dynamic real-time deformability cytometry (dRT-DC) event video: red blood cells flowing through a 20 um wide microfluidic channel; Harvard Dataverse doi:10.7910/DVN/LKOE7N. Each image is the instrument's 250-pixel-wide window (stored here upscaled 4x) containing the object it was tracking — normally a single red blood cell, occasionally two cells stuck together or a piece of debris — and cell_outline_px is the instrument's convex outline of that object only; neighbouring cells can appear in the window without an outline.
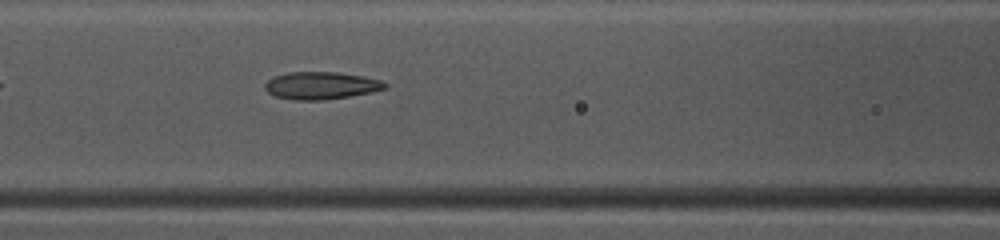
{"species": "common noctule bat (a hibernating species)", "species_latin": "Nyctalus noctula", "temperature_condition": "warm", "stored_images_in_passage": 37, "camera_frame_rate_fps": 3000, "um_per_image_px": 0.085, "animal": {"sex": "female", "body_mass_g": 10.0, "forearm_length_mm": 53.1}, "frame": {"image": 1, "passage_image": 10, "time_ms": 3.0, "image_size_px": [1000, 240], "cell_outline_px": [[388, 88], [372, 92], [348, 96], [320, 100], [296, 100], [276, 96], [268, 92], [264, 88], [264, 84], [268, 80], [276, 76], [288, 72], [336, 72], [364, 76], [380, 80], [388, 84]], "centroid_in_image_um": [27.31, 7.26], "position_along_channel_um": 139.3, "area_um2": 19.07}}
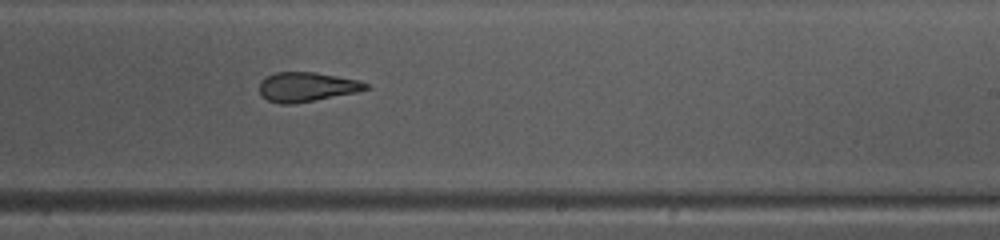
{"frame": {"image": 2, "passage_image": 19, "time_ms": 6.0, "image_size_px": [1000, 240], "cell_outline_px": [[368, 88], [356, 92], [316, 100], [292, 104], [280, 104], [268, 100], [260, 92], [260, 80], [276, 72], [316, 72], [360, 80], [368, 84]], "centroid_in_image_um": [26.08, 7.38], "position_along_channel_um": 262.9, "area_um2": 18.15}}
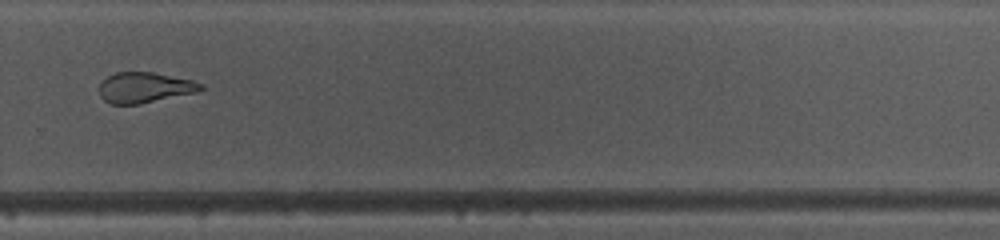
{"frame": {"image": 3, "passage_image": 23, "time_ms": 7.333, "image_size_px": [1000, 240], "cell_outline_px": [[204, 88], [196, 92], [140, 104], [112, 104], [104, 100], [100, 96], [100, 84], [108, 76], [116, 72], [152, 72], [192, 80], [204, 84]], "centroid_in_image_um": [12.3, 7.44], "position_along_channel_um": 317.5, "area_um2": 17.92}, "authors_computed_cell_mechanics": {"area_um2": 19.8254, "velocity_mm_per_s": 4.1301, "shape_relaxation_time_tau1_ms": 10.6557, "shape_relaxation_time_tau2_ms": 1.942, "deformation_change_tau1": 0.2607, "deformation_change_tau2": 0.1079}}